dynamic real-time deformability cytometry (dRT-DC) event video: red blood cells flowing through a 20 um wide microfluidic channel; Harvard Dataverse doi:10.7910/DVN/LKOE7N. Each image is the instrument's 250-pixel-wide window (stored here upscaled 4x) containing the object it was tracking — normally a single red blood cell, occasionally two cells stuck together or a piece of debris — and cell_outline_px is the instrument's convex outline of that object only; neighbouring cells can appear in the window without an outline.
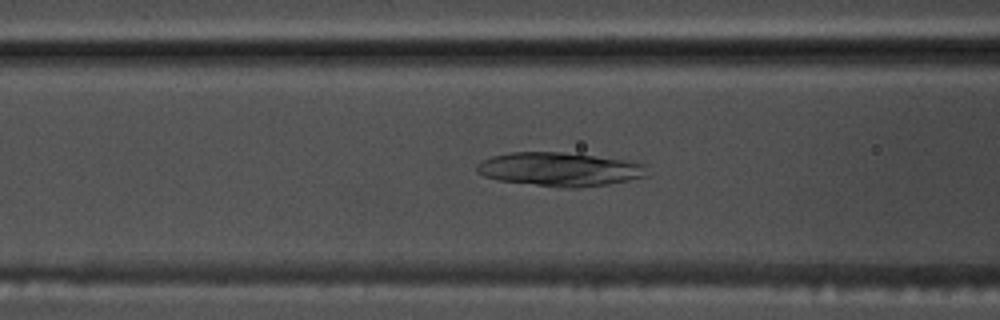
{"species": "common noctule bat (a hibernating species)", "species_latin": "Nyctalus noctula", "temperature_condition": "warm", "stored_images_in_passage": 46, "camera_frame_rate_fps": 3000, "um_per_image_px": 0.085, "animal": {"sex": "male", "body_mass_g": 17.5, "forearm_length_mm": 52.3}, "frame": {"image": 1, "passage_image": 13, "time_ms": 4.0, "image_size_px": [1000, 320], "cell_outline_px": [[648, 176], [608, 184], [576, 188], [560, 188], [500, 180], [484, 176], [476, 172], [476, 164], [492, 156], [508, 152], [560, 152], [628, 160], [644, 164]], "centroid_in_image_um": [47.56, 14.39], "position_along_channel_um": 119.0, "area_um2": 33.47}}
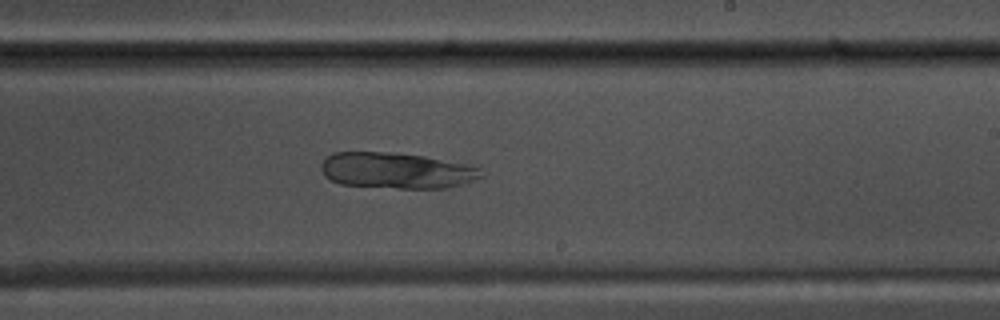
{"frame": {"image": 2, "passage_image": 24, "time_ms": 7.667, "image_size_px": [1000, 320], "cell_outline_px": [[484, 176], [460, 184], [444, 188], [396, 188], [340, 184], [324, 176], [320, 168], [320, 164], [332, 152], [388, 152], [424, 156], [464, 164], [480, 168]], "centroid_in_image_um": [33.65, 14.49], "position_along_channel_um": 255.3, "area_um2": 33.29}}